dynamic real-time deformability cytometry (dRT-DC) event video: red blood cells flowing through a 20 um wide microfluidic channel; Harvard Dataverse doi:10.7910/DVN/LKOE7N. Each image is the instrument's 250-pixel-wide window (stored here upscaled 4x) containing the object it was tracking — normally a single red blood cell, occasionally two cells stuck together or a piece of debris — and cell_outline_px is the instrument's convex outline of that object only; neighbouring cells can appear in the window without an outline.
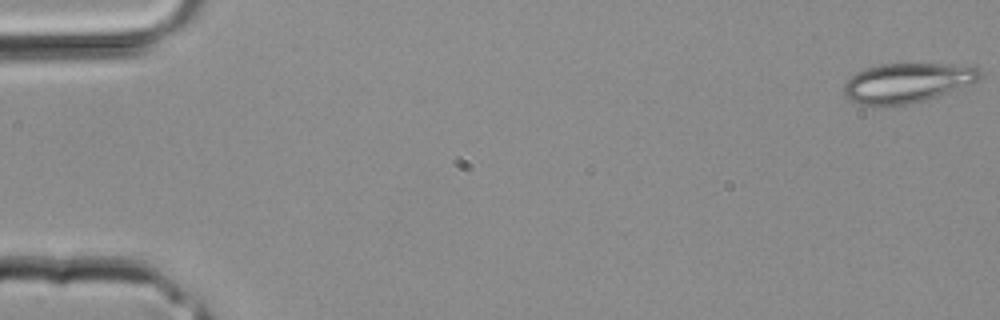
{"species": "common noctule bat (a hibernating species)", "species_latin": "Nyctalus noctula", "temperature_condition": "room temperature", "stored_images_in_passage": 3, "camera_frame_rate_fps": 3000, "um_per_image_px": 0.085, "animal": {"sex": "male", "body_mass_g": 20.4}, "frame": {"image": 1, "passage_image": 1, "time_ms": 0.0, "image_size_px": [1000, 320], "cell_outline_px": [[984, 76], [980, 80], [948, 92], [924, 100], [908, 104], [872, 108], [860, 104], [852, 100], [844, 92], [844, 84], [856, 72], [864, 68], [880, 64], [976, 64], [980, 68]], "centroid_in_image_um": [77.16, 7.03], "position_along_channel_um": 7.8, "area_um2": 31.96}}